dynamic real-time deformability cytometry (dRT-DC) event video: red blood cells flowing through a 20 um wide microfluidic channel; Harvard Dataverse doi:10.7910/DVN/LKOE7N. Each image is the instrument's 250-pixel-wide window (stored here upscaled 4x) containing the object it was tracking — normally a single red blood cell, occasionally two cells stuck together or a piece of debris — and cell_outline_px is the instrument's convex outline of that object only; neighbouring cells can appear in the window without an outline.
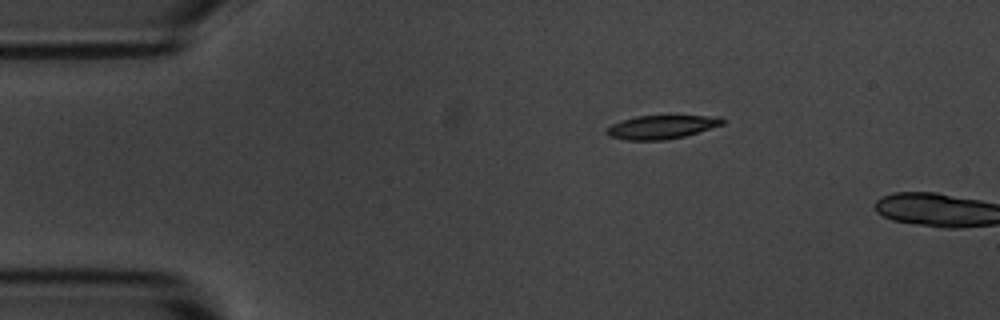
{"species": "common noctule bat (a hibernating species)", "species_latin": "Nyctalus noctula", "temperature_condition": "room temperature", "stored_images_in_passage": 2, "camera_frame_rate_fps": 3000, "um_per_image_px": 0.085, "animal": {"sex": "male", "body_mass_g": 20.1, "forearm_length_mm": 53.5}, "frame": {"image": 1, "passage_image": 1, "time_ms": 0.0, "image_size_px": [1000, 320], "cell_outline_px": [[724, 124], [684, 136], [664, 140], [628, 140], [608, 136], [604, 132], [604, 128], [620, 120], [636, 116], [720, 116], [724, 120]], "centroid_in_image_um": [56.16, 10.79], "position_along_channel_um": 28.8, "area_um2": 15.95}}